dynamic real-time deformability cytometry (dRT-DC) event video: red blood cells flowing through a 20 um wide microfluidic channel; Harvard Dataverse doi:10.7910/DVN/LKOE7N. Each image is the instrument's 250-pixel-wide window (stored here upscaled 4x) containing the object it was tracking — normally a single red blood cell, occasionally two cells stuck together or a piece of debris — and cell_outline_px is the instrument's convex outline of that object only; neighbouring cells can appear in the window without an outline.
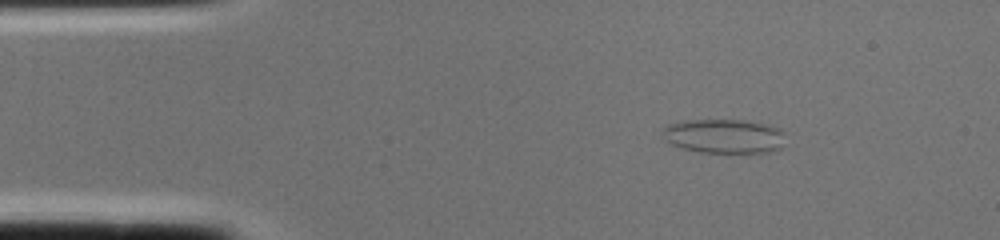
{"species": "common noctule bat (a hibernating species)", "species_latin": "Nyctalus noctula", "temperature_condition": "cold", "stored_images_in_passage": 1, "camera_frame_rate_fps": 3000, "um_per_image_px": 0.085, "animal": {"sex": "female", "body_mass_g": 22.0, "forearm_length_mm": 56.7}, "frame": {"image": 1, "passage_image": 1, "time_ms": 0.0, "image_size_px": [1000, 240], "cell_outline_px": [[784, 132], [780, 148], [768, 152], [700, 152], [684, 148], [672, 144], [664, 140], [660, 132], [668, 124], [684, 120], [740, 120], [768, 124], [780, 128]], "centroid_in_image_um": [61.5, 11.56], "position_along_channel_um": 23.5, "area_um2": 24.45}}